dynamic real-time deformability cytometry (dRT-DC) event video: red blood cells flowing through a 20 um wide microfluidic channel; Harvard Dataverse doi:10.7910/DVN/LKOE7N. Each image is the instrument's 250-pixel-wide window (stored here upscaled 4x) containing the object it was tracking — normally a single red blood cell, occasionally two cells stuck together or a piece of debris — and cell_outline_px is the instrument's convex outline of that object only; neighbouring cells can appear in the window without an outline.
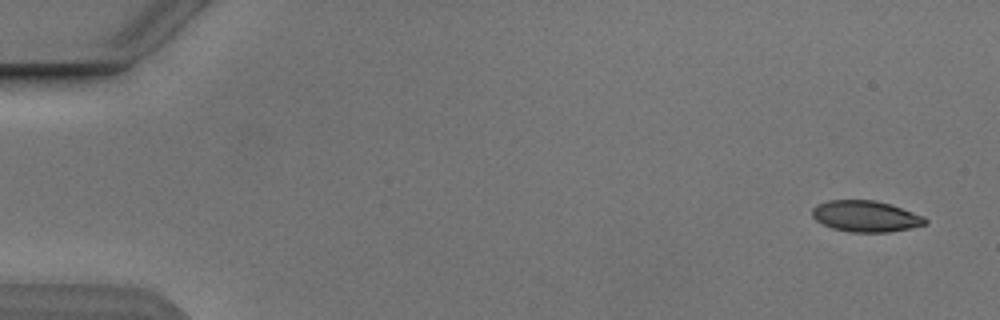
{"species": "Egyptian fruit bat (a non-hibernating species)", "species_latin": "Rousettus aegyptiacus", "temperature_condition": "cold", "stored_images_in_passage": 6, "camera_frame_rate_fps": 3000, "um_per_image_px": 0.085, "animal": {"sex": "male"}, "frame": {"image": 1, "passage_image": 1, "time_ms": 0.0, "image_size_px": [1000, 320], "cell_outline_px": [[928, 224], [888, 232], [848, 232], [832, 228], [816, 220], [812, 216], [812, 208], [816, 204], [828, 200], [876, 200], [924, 216], [928, 220]], "centroid_in_image_um": [73.56, 18.38], "position_along_channel_um": 11.4, "area_um2": 20.46}}